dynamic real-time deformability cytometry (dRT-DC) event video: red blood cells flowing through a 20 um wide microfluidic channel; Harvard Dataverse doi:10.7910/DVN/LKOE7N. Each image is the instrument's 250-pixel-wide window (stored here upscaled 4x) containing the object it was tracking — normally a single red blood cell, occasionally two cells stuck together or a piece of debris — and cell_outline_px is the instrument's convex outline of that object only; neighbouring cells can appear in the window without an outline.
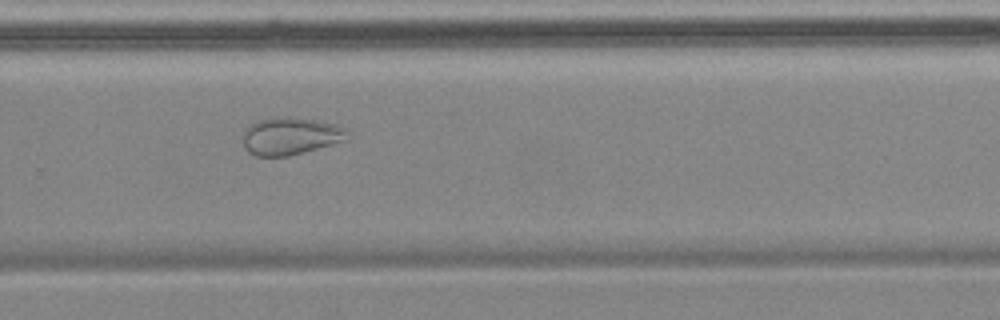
{"species": "common noctule bat (a hibernating species)", "species_latin": "Nyctalus noctula", "temperature_condition": "cold", "stored_images_in_passage": 14, "camera_frame_rate_fps": 3000, "um_per_image_px": 0.085, "animal": {"sex": "female", "body_mass_g": 18.4}, "frame": {"image": 1, "passage_image": 10, "time_ms": 11.333, "image_size_px": [1000, 320], "cell_outline_px": [[348, 140], [304, 152], [288, 156], [256, 156], [248, 152], [244, 148], [244, 128], [256, 120], [280, 116], [288, 116], [320, 120], [336, 124], [344, 128], [348, 132]], "centroid_in_image_um": [24.69, 11.55], "position_along_channel_um": 305.1, "area_um2": 23.18}, "authors_computed_cell_mechanics": {"area_um2": 27.9463, "velocity_mm_per_s": 3.5181, "shape_relaxation_time_tau1_ms": null, "shape_relaxation_time_tau2_ms": 2.4985, "deformation_change_tau1": null, "deformation_change_tau2": 0.0561}}